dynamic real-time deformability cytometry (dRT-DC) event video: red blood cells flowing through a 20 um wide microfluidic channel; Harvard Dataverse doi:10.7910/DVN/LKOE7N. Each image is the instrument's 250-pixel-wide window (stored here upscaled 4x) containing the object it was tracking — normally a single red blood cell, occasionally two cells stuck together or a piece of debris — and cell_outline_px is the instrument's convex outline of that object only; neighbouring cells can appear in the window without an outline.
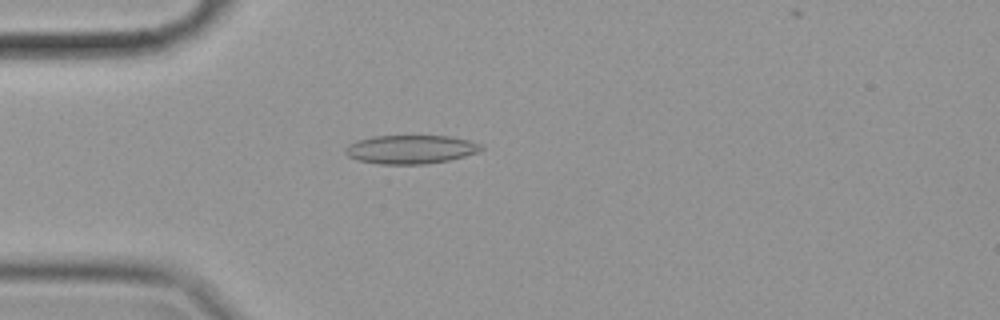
{"species": "common noctule bat (a hibernating species)", "species_latin": "Nyctalus noctula", "temperature_condition": "cold", "stored_images_in_passage": 43, "camera_frame_rate_fps": 3000, "um_per_image_px": 0.085, "animal": {"sex": "female", "body_mass_g": 19.9}, "frame": {"image": 1, "passage_image": 1, "time_ms": 0.0, "image_size_px": [1000, 320], "cell_outline_px": [[484, 148], [476, 152], [464, 156], [448, 160], [424, 164], [380, 164], [360, 160], [348, 156], [344, 152], [344, 148], [348, 144], [356, 140], [372, 136], [452, 136], [468, 140], [480, 144]], "centroid_in_image_um": [34.87, 12.69], "position_along_channel_um": 50.1, "area_um2": 22.6}}
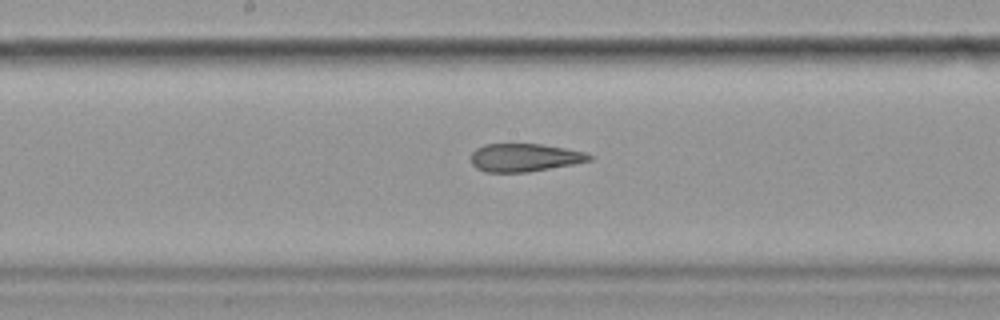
{"frame": {"image": 2, "passage_image": 15, "time_ms": 4.667, "image_size_px": [1000, 320], "cell_outline_px": [[592, 160], [572, 164], [528, 172], [484, 172], [476, 168], [472, 164], [472, 152], [476, 148], [484, 144], [540, 144], [564, 148], [584, 152], [592, 156]], "centroid_in_image_um": [44.55, 13.39], "position_along_channel_um": 203.6, "area_um2": 19.19}}
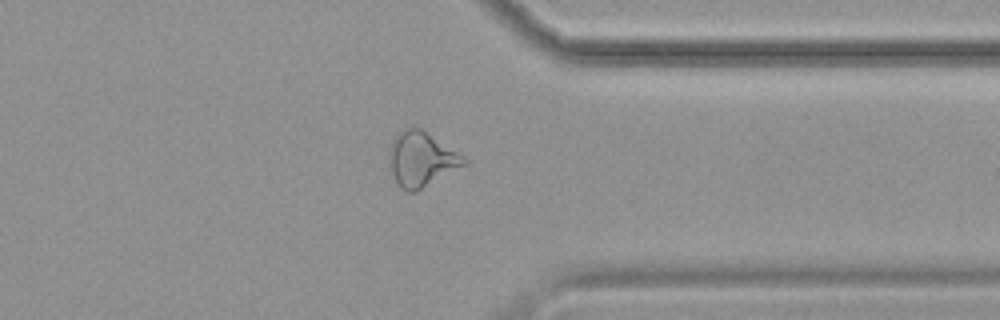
{"frame": {"image": 3, "passage_image": 30, "time_ms": 9.667, "image_size_px": [1000, 320], "cell_outline_px": [[468, 164], [416, 192], [408, 192], [400, 188], [392, 176], [388, 164], [388, 148], [392, 140], [400, 128], [420, 128], [464, 156], [468, 160]], "centroid_in_image_um": [35.78, 13.55], "position_along_channel_um": 375.6, "area_um2": 24.28}, "authors_computed_cell_mechanics": {"area_um2": 21.4438, "velocity_mm_per_s": 3.5273, "shape_relaxation_time_tau1_ms": null, "shape_relaxation_time_tau2_ms": 3.5182, "deformation_change_tau1": null, "deformation_change_tau2": 0.1369}}